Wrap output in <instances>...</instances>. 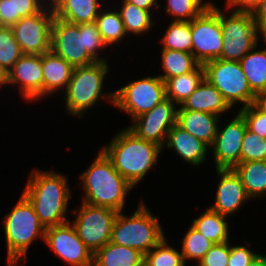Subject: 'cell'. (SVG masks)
I'll use <instances>...</instances> for the list:
<instances>
[{
    "instance_id": "cell-34",
    "label": "cell",
    "mask_w": 266,
    "mask_h": 266,
    "mask_svg": "<svg viewBox=\"0 0 266 266\" xmlns=\"http://www.w3.org/2000/svg\"><path fill=\"white\" fill-rule=\"evenodd\" d=\"M164 237L153 249L144 255V266H185L181 252L167 243Z\"/></svg>"
},
{
    "instance_id": "cell-35",
    "label": "cell",
    "mask_w": 266,
    "mask_h": 266,
    "mask_svg": "<svg viewBox=\"0 0 266 266\" xmlns=\"http://www.w3.org/2000/svg\"><path fill=\"white\" fill-rule=\"evenodd\" d=\"M22 55L12 27L0 26V67L8 73Z\"/></svg>"
},
{
    "instance_id": "cell-26",
    "label": "cell",
    "mask_w": 266,
    "mask_h": 266,
    "mask_svg": "<svg viewBox=\"0 0 266 266\" xmlns=\"http://www.w3.org/2000/svg\"><path fill=\"white\" fill-rule=\"evenodd\" d=\"M256 48L257 46L239 61L249 88L255 95L266 91V48L262 50Z\"/></svg>"
},
{
    "instance_id": "cell-24",
    "label": "cell",
    "mask_w": 266,
    "mask_h": 266,
    "mask_svg": "<svg viewBox=\"0 0 266 266\" xmlns=\"http://www.w3.org/2000/svg\"><path fill=\"white\" fill-rule=\"evenodd\" d=\"M93 266H144V254L109 241L93 254Z\"/></svg>"
},
{
    "instance_id": "cell-43",
    "label": "cell",
    "mask_w": 266,
    "mask_h": 266,
    "mask_svg": "<svg viewBox=\"0 0 266 266\" xmlns=\"http://www.w3.org/2000/svg\"><path fill=\"white\" fill-rule=\"evenodd\" d=\"M261 0H227L226 7L234 12H249L252 13L258 6ZM230 8V9H229ZM234 8V9H233Z\"/></svg>"
},
{
    "instance_id": "cell-27",
    "label": "cell",
    "mask_w": 266,
    "mask_h": 266,
    "mask_svg": "<svg viewBox=\"0 0 266 266\" xmlns=\"http://www.w3.org/2000/svg\"><path fill=\"white\" fill-rule=\"evenodd\" d=\"M234 170L250 199L266 195V161L240 162Z\"/></svg>"
},
{
    "instance_id": "cell-29",
    "label": "cell",
    "mask_w": 266,
    "mask_h": 266,
    "mask_svg": "<svg viewBox=\"0 0 266 266\" xmlns=\"http://www.w3.org/2000/svg\"><path fill=\"white\" fill-rule=\"evenodd\" d=\"M0 0V26L12 27L22 17L39 13L50 0Z\"/></svg>"
},
{
    "instance_id": "cell-23",
    "label": "cell",
    "mask_w": 266,
    "mask_h": 266,
    "mask_svg": "<svg viewBox=\"0 0 266 266\" xmlns=\"http://www.w3.org/2000/svg\"><path fill=\"white\" fill-rule=\"evenodd\" d=\"M55 17L72 23L95 22L101 11L99 0H50Z\"/></svg>"
},
{
    "instance_id": "cell-14",
    "label": "cell",
    "mask_w": 266,
    "mask_h": 266,
    "mask_svg": "<svg viewBox=\"0 0 266 266\" xmlns=\"http://www.w3.org/2000/svg\"><path fill=\"white\" fill-rule=\"evenodd\" d=\"M44 243L69 265L93 266V253L78 237L71 220L46 228Z\"/></svg>"
},
{
    "instance_id": "cell-1",
    "label": "cell",
    "mask_w": 266,
    "mask_h": 266,
    "mask_svg": "<svg viewBox=\"0 0 266 266\" xmlns=\"http://www.w3.org/2000/svg\"><path fill=\"white\" fill-rule=\"evenodd\" d=\"M22 194L33 205L40 223L46 228L69 222L66 217L70 187L66 176L52 171L32 170Z\"/></svg>"
},
{
    "instance_id": "cell-36",
    "label": "cell",
    "mask_w": 266,
    "mask_h": 266,
    "mask_svg": "<svg viewBox=\"0 0 266 266\" xmlns=\"http://www.w3.org/2000/svg\"><path fill=\"white\" fill-rule=\"evenodd\" d=\"M213 245L214 243L191 225L182 241L181 253L184 261L196 259L199 263Z\"/></svg>"
},
{
    "instance_id": "cell-2",
    "label": "cell",
    "mask_w": 266,
    "mask_h": 266,
    "mask_svg": "<svg viewBox=\"0 0 266 266\" xmlns=\"http://www.w3.org/2000/svg\"><path fill=\"white\" fill-rule=\"evenodd\" d=\"M106 46L95 22L72 24L54 17L50 50L74 68L106 61L98 54Z\"/></svg>"
},
{
    "instance_id": "cell-25",
    "label": "cell",
    "mask_w": 266,
    "mask_h": 266,
    "mask_svg": "<svg viewBox=\"0 0 266 266\" xmlns=\"http://www.w3.org/2000/svg\"><path fill=\"white\" fill-rule=\"evenodd\" d=\"M205 79L203 64L195 70L165 81L166 98L180 106Z\"/></svg>"
},
{
    "instance_id": "cell-30",
    "label": "cell",
    "mask_w": 266,
    "mask_h": 266,
    "mask_svg": "<svg viewBox=\"0 0 266 266\" xmlns=\"http://www.w3.org/2000/svg\"><path fill=\"white\" fill-rule=\"evenodd\" d=\"M161 56V66L165 74H159L158 76L164 82L172 77L189 73L200 65L193 53L189 52L162 49Z\"/></svg>"
},
{
    "instance_id": "cell-3",
    "label": "cell",
    "mask_w": 266,
    "mask_h": 266,
    "mask_svg": "<svg viewBox=\"0 0 266 266\" xmlns=\"http://www.w3.org/2000/svg\"><path fill=\"white\" fill-rule=\"evenodd\" d=\"M162 149L154 142L139 138L127 127L101 150L112 161L114 169L135 187L157 164Z\"/></svg>"
},
{
    "instance_id": "cell-16",
    "label": "cell",
    "mask_w": 266,
    "mask_h": 266,
    "mask_svg": "<svg viewBox=\"0 0 266 266\" xmlns=\"http://www.w3.org/2000/svg\"><path fill=\"white\" fill-rule=\"evenodd\" d=\"M247 126L243 116L238 112L222 130L217 127L213 149L216 169H234L240 163L241 148Z\"/></svg>"
},
{
    "instance_id": "cell-31",
    "label": "cell",
    "mask_w": 266,
    "mask_h": 266,
    "mask_svg": "<svg viewBox=\"0 0 266 266\" xmlns=\"http://www.w3.org/2000/svg\"><path fill=\"white\" fill-rule=\"evenodd\" d=\"M122 7L118 11L127 34H144L151 31L153 26L152 11L139 8L138 6L123 0Z\"/></svg>"
},
{
    "instance_id": "cell-8",
    "label": "cell",
    "mask_w": 266,
    "mask_h": 266,
    "mask_svg": "<svg viewBox=\"0 0 266 266\" xmlns=\"http://www.w3.org/2000/svg\"><path fill=\"white\" fill-rule=\"evenodd\" d=\"M205 79L212 84L232 108L242 103L244 108L254 104L256 95L249 88L247 78L238 61L215 59L203 64Z\"/></svg>"
},
{
    "instance_id": "cell-6",
    "label": "cell",
    "mask_w": 266,
    "mask_h": 266,
    "mask_svg": "<svg viewBox=\"0 0 266 266\" xmlns=\"http://www.w3.org/2000/svg\"><path fill=\"white\" fill-rule=\"evenodd\" d=\"M108 72L107 61H96L88 66L74 68L64 98L65 108L70 115L81 118L101 98L114 105V92H103V83Z\"/></svg>"
},
{
    "instance_id": "cell-21",
    "label": "cell",
    "mask_w": 266,
    "mask_h": 266,
    "mask_svg": "<svg viewBox=\"0 0 266 266\" xmlns=\"http://www.w3.org/2000/svg\"><path fill=\"white\" fill-rule=\"evenodd\" d=\"M43 98L68 86L74 67L49 50L42 54Z\"/></svg>"
},
{
    "instance_id": "cell-47",
    "label": "cell",
    "mask_w": 266,
    "mask_h": 266,
    "mask_svg": "<svg viewBox=\"0 0 266 266\" xmlns=\"http://www.w3.org/2000/svg\"><path fill=\"white\" fill-rule=\"evenodd\" d=\"M7 84V73L0 67V87Z\"/></svg>"
},
{
    "instance_id": "cell-41",
    "label": "cell",
    "mask_w": 266,
    "mask_h": 266,
    "mask_svg": "<svg viewBox=\"0 0 266 266\" xmlns=\"http://www.w3.org/2000/svg\"><path fill=\"white\" fill-rule=\"evenodd\" d=\"M258 254L246 246H231L228 266H248Z\"/></svg>"
},
{
    "instance_id": "cell-44",
    "label": "cell",
    "mask_w": 266,
    "mask_h": 266,
    "mask_svg": "<svg viewBox=\"0 0 266 266\" xmlns=\"http://www.w3.org/2000/svg\"><path fill=\"white\" fill-rule=\"evenodd\" d=\"M139 8L151 11L154 7L159 8V4L157 0H126Z\"/></svg>"
},
{
    "instance_id": "cell-4",
    "label": "cell",
    "mask_w": 266,
    "mask_h": 266,
    "mask_svg": "<svg viewBox=\"0 0 266 266\" xmlns=\"http://www.w3.org/2000/svg\"><path fill=\"white\" fill-rule=\"evenodd\" d=\"M79 177L85 192L82 202L123 211L133 186L114 169L112 161L102 150Z\"/></svg>"
},
{
    "instance_id": "cell-15",
    "label": "cell",
    "mask_w": 266,
    "mask_h": 266,
    "mask_svg": "<svg viewBox=\"0 0 266 266\" xmlns=\"http://www.w3.org/2000/svg\"><path fill=\"white\" fill-rule=\"evenodd\" d=\"M175 105L166 98L150 111L135 118L128 128L139 138L154 142L164 148L168 132L177 123Z\"/></svg>"
},
{
    "instance_id": "cell-46",
    "label": "cell",
    "mask_w": 266,
    "mask_h": 266,
    "mask_svg": "<svg viewBox=\"0 0 266 266\" xmlns=\"http://www.w3.org/2000/svg\"><path fill=\"white\" fill-rule=\"evenodd\" d=\"M248 266H266V255L258 254Z\"/></svg>"
},
{
    "instance_id": "cell-42",
    "label": "cell",
    "mask_w": 266,
    "mask_h": 266,
    "mask_svg": "<svg viewBox=\"0 0 266 266\" xmlns=\"http://www.w3.org/2000/svg\"><path fill=\"white\" fill-rule=\"evenodd\" d=\"M256 24L258 35L266 41V0H261L258 6L251 13Z\"/></svg>"
},
{
    "instance_id": "cell-11",
    "label": "cell",
    "mask_w": 266,
    "mask_h": 266,
    "mask_svg": "<svg viewBox=\"0 0 266 266\" xmlns=\"http://www.w3.org/2000/svg\"><path fill=\"white\" fill-rule=\"evenodd\" d=\"M81 208L74 210L76 219L71 222L78 237L94 254L111 239L112 229L118 211L81 202Z\"/></svg>"
},
{
    "instance_id": "cell-5",
    "label": "cell",
    "mask_w": 266,
    "mask_h": 266,
    "mask_svg": "<svg viewBox=\"0 0 266 266\" xmlns=\"http://www.w3.org/2000/svg\"><path fill=\"white\" fill-rule=\"evenodd\" d=\"M7 244L8 266H17L27 256L35 239L44 241L45 227L40 223L33 205L22 194L17 204L3 220Z\"/></svg>"
},
{
    "instance_id": "cell-9",
    "label": "cell",
    "mask_w": 266,
    "mask_h": 266,
    "mask_svg": "<svg viewBox=\"0 0 266 266\" xmlns=\"http://www.w3.org/2000/svg\"><path fill=\"white\" fill-rule=\"evenodd\" d=\"M231 12L226 17L219 9L223 40L219 59L239 62L250 50L258 46L260 37L251 13Z\"/></svg>"
},
{
    "instance_id": "cell-13",
    "label": "cell",
    "mask_w": 266,
    "mask_h": 266,
    "mask_svg": "<svg viewBox=\"0 0 266 266\" xmlns=\"http://www.w3.org/2000/svg\"><path fill=\"white\" fill-rule=\"evenodd\" d=\"M55 14L51 3L31 16L22 17L12 26L23 54L42 55L50 50L51 27Z\"/></svg>"
},
{
    "instance_id": "cell-10",
    "label": "cell",
    "mask_w": 266,
    "mask_h": 266,
    "mask_svg": "<svg viewBox=\"0 0 266 266\" xmlns=\"http://www.w3.org/2000/svg\"><path fill=\"white\" fill-rule=\"evenodd\" d=\"M165 99V82L159 76H147L131 81L114 91V106L129 114L132 120Z\"/></svg>"
},
{
    "instance_id": "cell-7",
    "label": "cell",
    "mask_w": 266,
    "mask_h": 266,
    "mask_svg": "<svg viewBox=\"0 0 266 266\" xmlns=\"http://www.w3.org/2000/svg\"><path fill=\"white\" fill-rule=\"evenodd\" d=\"M133 215L118 212L110 242L134 248L144 255L153 249L165 236L158 222L144 202L138 205Z\"/></svg>"
},
{
    "instance_id": "cell-22",
    "label": "cell",
    "mask_w": 266,
    "mask_h": 266,
    "mask_svg": "<svg viewBox=\"0 0 266 266\" xmlns=\"http://www.w3.org/2000/svg\"><path fill=\"white\" fill-rule=\"evenodd\" d=\"M178 109L211 113L218 116L228 112L231 107L224 100L222 94L204 79Z\"/></svg>"
},
{
    "instance_id": "cell-17",
    "label": "cell",
    "mask_w": 266,
    "mask_h": 266,
    "mask_svg": "<svg viewBox=\"0 0 266 266\" xmlns=\"http://www.w3.org/2000/svg\"><path fill=\"white\" fill-rule=\"evenodd\" d=\"M7 84H19L27 101L43 98L42 55L23 54L7 73Z\"/></svg>"
},
{
    "instance_id": "cell-37",
    "label": "cell",
    "mask_w": 266,
    "mask_h": 266,
    "mask_svg": "<svg viewBox=\"0 0 266 266\" xmlns=\"http://www.w3.org/2000/svg\"><path fill=\"white\" fill-rule=\"evenodd\" d=\"M203 0H167L166 13L174 17L173 21H191L200 15L211 1Z\"/></svg>"
},
{
    "instance_id": "cell-18",
    "label": "cell",
    "mask_w": 266,
    "mask_h": 266,
    "mask_svg": "<svg viewBox=\"0 0 266 266\" xmlns=\"http://www.w3.org/2000/svg\"><path fill=\"white\" fill-rule=\"evenodd\" d=\"M216 172L221 179L217 185L214 205L209 208L228 217L236 213L250 197L234 169H216Z\"/></svg>"
},
{
    "instance_id": "cell-40",
    "label": "cell",
    "mask_w": 266,
    "mask_h": 266,
    "mask_svg": "<svg viewBox=\"0 0 266 266\" xmlns=\"http://www.w3.org/2000/svg\"><path fill=\"white\" fill-rule=\"evenodd\" d=\"M230 241L214 244L199 262L202 266H228Z\"/></svg>"
},
{
    "instance_id": "cell-39",
    "label": "cell",
    "mask_w": 266,
    "mask_h": 266,
    "mask_svg": "<svg viewBox=\"0 0 266 266\" xmlns=\"http://www.w3.org/2000/svg\"><path fill=\"white\" fill-rule=\"evenodd\" d=\"M238 111L243 116L247 129L266 139V114L254 104L240 108Z\"/></svg>"
},
{
    "instance_id": "cell-19",
    "label": "cell",
    "mask_w": 266,
    "mask_h": 266,
    "mask_svg": "<svg viewBox=\"0 0 266 266\" xmlns=\"http://www.w3.org/2000/svg\"><path fill=\"white\" fill-rule=\"evenodd\" d=\"M164 147L172 148L188 164L199 166L206 160L209 147L177 123L167 134ZM208 151V152H207Z\"/></svg>"
},
{
    "instance_id": "cell-38",
    "label": "cell",
    "mask_w": 266,
    "mask_h": 266,
    "mask_svg": "<svg viewBox=\"0 0 266 266\" xmlns=\"http://www.w3.org/2000/svg\"><path fill=\"white\" fill-rule=\"evenodd\" d=\"M266 161V139L246 129L242 141L240 162Z\"/></svg>"
},
{
    "instance_id": "cell-28",
    "label": "cell",
    "mask_w": 266,
    "mask_h": 266,
    "mask_svg": "<svg viewBox=\"0 0 266 266\" xmlns=\"http://www.w3.org/2000/svg\"><path fill=\"white\" fill-rule=\"evenodd\" d=\"M227 216L211 210L209 207L198 218L192 220V226L196 228L205 238L214 244L228 242L229 225Z\"/></svg>"
},
{
    "instance_id": "cell-20",
    "label": "cell",
    "mask_w": 266,
    "mask_h": 266,
    "mask_svg": "<svg viewBox=\"0 0 266 266\" xmlns=\"http://www.w3.org/2000/svg\"><path fill=\"white\" fill-rule=\"evenodd\" d=\"M219 117L211 113L177 109V124L208 147L214 142Z\"/></svg>"
},
{
    "instance_id": "cell-32",
    "label": "cell",
    "mask_w": 266,
    "mask_h": 266,
    "mask_svg": "<svg viewBox=\"0 0 266 266\" xmlns=\"http://www.w3.org/2000/svg\"><path fill=\"white\" fill-rule=\"evenodd\" d=\"M166 28L162 49L192 53L191 21H172Z\"/></svg>"
},
{
    "instance_id": "cell-12",
    "label": "cell",
    "mask_w": 266,
    "mask_h": 266,
    "mask_svg": "<svg viewBox=\"0 0 266 266\" xmlns=\"http://www.w3.org/2000/svg\"><path fill=\"white\" fill-rule=\"evenodd\" d=\"M191 33L192 53L200 64L221 56L223 40L219 8L213 2L191 20Z\"/></svg>"
},
{
    "instance_id": "cell-33",
    "label": "cell",
    "mask_w": 266,
    "mask_h": 266,
    "mask_svg": "<svg viewBox=\"0 0 266 266\" xmlns=\"http://www.w3.org/2000/svg\"><path fill=\"white\" fill-rule=\"evenodd\" d=\"M102 40L107 45L118 44L127 35L118 11L101 10L95 19ZM118 42V43H117Z\"/></svg>"
},
{
    "instance_id": "cell-45",
    "label": "cell",
    "mask_w": 266,
    "mask_h": 266,
    "mask_svg": "<svg viewBox=\"0 0 266 266\" xmlns=\"http://www.w3.org/2000/svg\"><path fill=\"white\" fill-rule=\"evenodd\" d=\"M254 105L266 114V91L256 95Z\"/></svg>"
}]
</instances>
